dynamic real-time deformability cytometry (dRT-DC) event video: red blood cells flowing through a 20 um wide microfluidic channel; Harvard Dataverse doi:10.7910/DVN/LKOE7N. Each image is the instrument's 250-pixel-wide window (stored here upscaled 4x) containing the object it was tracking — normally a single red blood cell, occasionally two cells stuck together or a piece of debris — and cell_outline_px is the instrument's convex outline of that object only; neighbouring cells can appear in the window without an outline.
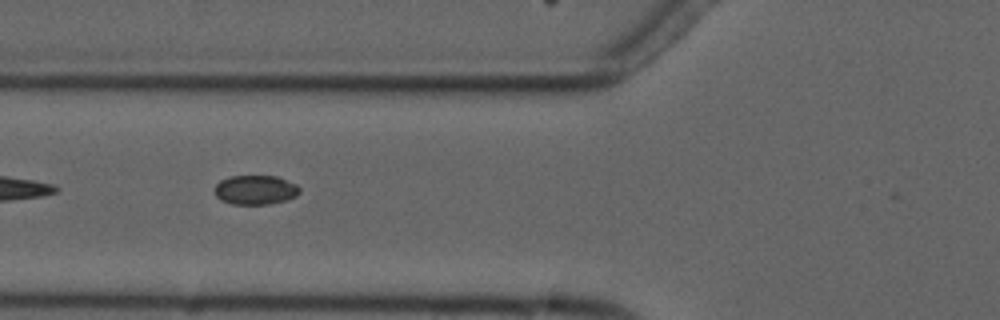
{"species": "common noctule bat (a hibernating species)", "species_latin": "Nyctalus noctula", "temperature_condition": "cold", "stored_images_in_passage": 2, "camera_frame_rate_fps": 3000, "um_per_image_px": 0.085, "animal": {"sex": "male", "forearm_length_mm": 52.5}, "frame": {"image": 1, "passage_image": 2, "time_ms": 1.333, "image_size_px": [1000, 320], "cell_outline_px": [[300, 192], [296, 196], [288, 200], [268, 204], [232, 204], [220, 200], [216, 196], [216, 184], [220, 180], [228, 176], [276, 176], [296, 184], [300, 188]], "centroid_in_image_um": [21.72, 16.14], "position_along_channel_um": 104.1, "area_um2": 14.57}}